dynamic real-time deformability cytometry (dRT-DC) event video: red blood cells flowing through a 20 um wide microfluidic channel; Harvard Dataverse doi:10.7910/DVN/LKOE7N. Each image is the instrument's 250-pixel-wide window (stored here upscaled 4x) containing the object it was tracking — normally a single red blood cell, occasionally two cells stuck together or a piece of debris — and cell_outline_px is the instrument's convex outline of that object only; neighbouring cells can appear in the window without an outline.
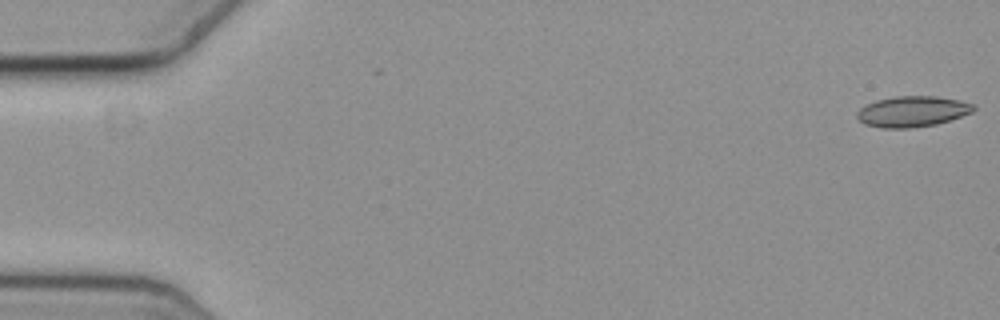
{"species": "common noctule bat (a hibernating species)", "species_latin": "Nyctalus noctula", "temperature_condition": "cold", "stored_images_in_passage": 21, "camera_frame_rate_fps": 3000, "um_per_image_px": 0.085, "animal": {"sex": "female", "body_mass_g": 19.3, "forearm_length_mm": 54.1}, "frame": {"image": 1, "passage_image": 1, "time_ms": 0.0, "image_size_px": [1000, 320], "cell_outline_px": [[976, 108], [972, 112], [936, 124], [908, 128], [880, 128], [864, 124], [856, 116], [856, 112], [860, 108], [876, 100], [896, 96], [936, 96], [960, 100], [976, 104]], "centroid_in_image_um": [77.55, 9.47], "position_along_channel_um": 7.5, "area_um2": 20.87}}
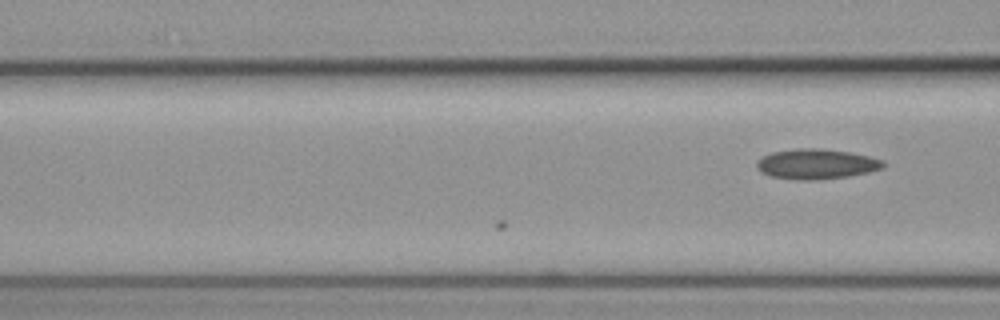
{"frame": {"image": 2, "passage_image": 21, "time_ms": 6.667, "image_size_px": [1000, 320], "cell_outline_px": [[884, 168], [868, 172], [848, 176], [816, 180], [800, 180], [768, 176], [760, 172], [756, 168], [756, 160], [772, 152], [796, 148], [820, 148], [848, 152], [868, 156], [884, 160]], "centroid_in_image_um": [69.36, 13.94], "position_along_channel_um": 97.2, "area_um2": 22.31}}